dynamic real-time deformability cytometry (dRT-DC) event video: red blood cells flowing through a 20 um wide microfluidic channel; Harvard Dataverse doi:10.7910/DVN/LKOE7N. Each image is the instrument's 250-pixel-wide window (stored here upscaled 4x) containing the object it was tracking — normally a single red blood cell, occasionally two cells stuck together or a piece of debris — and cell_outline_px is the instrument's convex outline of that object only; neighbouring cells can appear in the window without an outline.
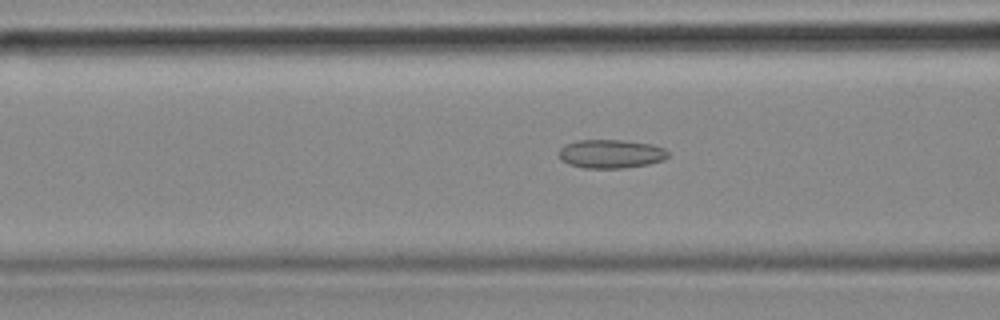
{"species": "common noctule bat (a hibernating species)", "species_latin": "Nyctalus noctula", "temperature_condition": "cold", "stored_images_in_passage": 53, "camera_frame_rate_fps": 3000, "um_per_image_px": 0.085, "animal": {"sex": "female", "body_mass_g": 18.4}, "frame": {"image": 1, "passage_image": 21, "time_ms": 6.667, "image_size_px": [1000, 320], "cell_outline_px": [[668, 156], [664, 160], [648, 164], [624, 168], [584, 168], [568, 164], [560, 160], [556, 152], [564, 144], [576, 140], [624, 140], [652, 144], [664, 148], [668, 152]], "centroid_in_image_um": [51.87, 13.07], "position_along_channel_um": 114.7, "area_um2": 18.55}}
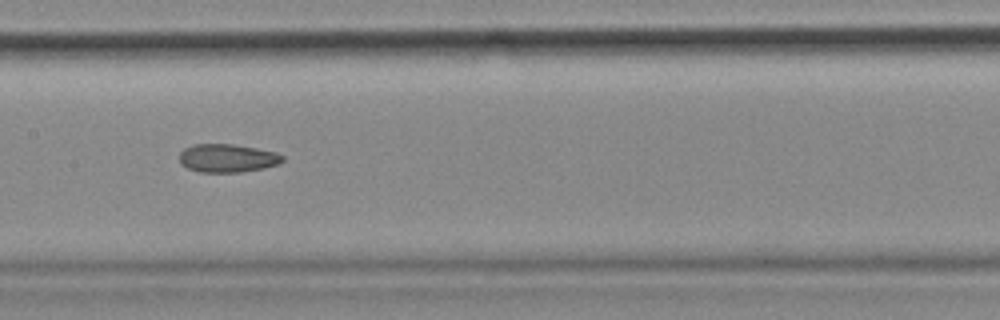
{"frame": {"image": 2, "passage_image": 27, "time_ms": 8.667, "image_size_px": [1000, 320], "cell_outline_px": [[284, 160], [280, 164], [264, 168], [240, 172], [200, 172], [188, 168], [180, 164], [180, 152], [184, 148], [192, 144], [232, 144], [256, 148], [276, 152], [284, 156]], "centroid_in_image_um": [19.34, 13.44], "position_along_channel_um": 188.1, "area_um2": 17.11}}
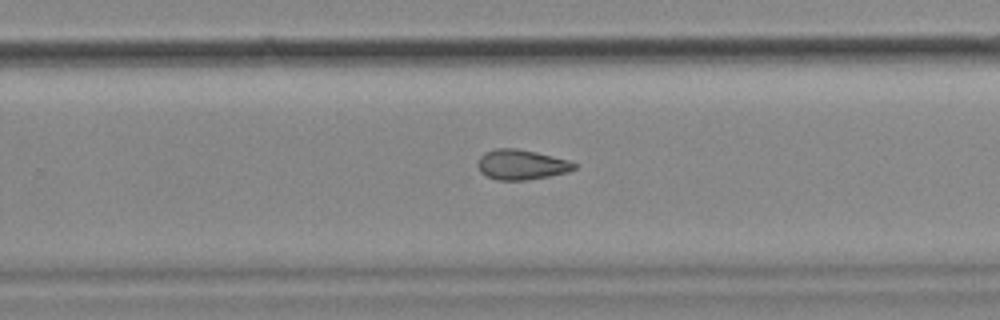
{"frame": {"image": 3, "passage_image": 35, "time_ms": 11.333, "image_size_px": [1000, 320], "cell_outline_px": [[576, 168], [568, 172], [548, 176], [524, 180], [496, 180], [480, 172], [476, 164], [476, 160], [484, 152], [496, 148], [516, 148], [536, 152], [572, 160], [576, 164]], "centroid_in_image_um": [44.3, 13.98], "position_along_channel_um": 285.5, "area_um2": 17.11}}